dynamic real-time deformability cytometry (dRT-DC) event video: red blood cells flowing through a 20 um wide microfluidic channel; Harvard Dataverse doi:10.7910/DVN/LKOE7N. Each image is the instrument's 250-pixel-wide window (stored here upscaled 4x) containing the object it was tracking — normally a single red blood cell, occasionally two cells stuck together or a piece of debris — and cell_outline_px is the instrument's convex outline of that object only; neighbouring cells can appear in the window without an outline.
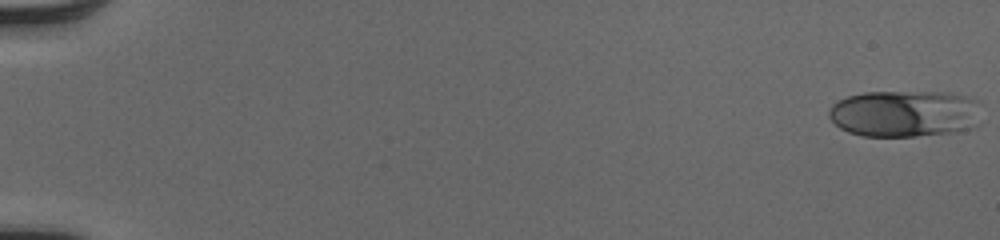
{"species": "human", "species_latin": "Homo sapiens", "temperature_condition": "cold", "stored_images_in_passage": 52, "camera_frame_rate_fps": 3000, "um_per_image_px": 0.085, "donor": {"sex": "male"}, "frame": {"image": 1, "passage_image": 1, "time_ms": 0.0, "image_size_px": [1000, 240], "cell_outline_px": [[980, 100], [968, 128], [956, 132], [916, 136], [864, 136], [848, 132], [840, 128], [828, 116], [828, 108], [836, 100], [848, 96], [864, 92], [948, 92]], "centroid_in_image_um": [76.77, 9.64], "position_along_channel_um": 8.2, "area_um2": 41.15}}
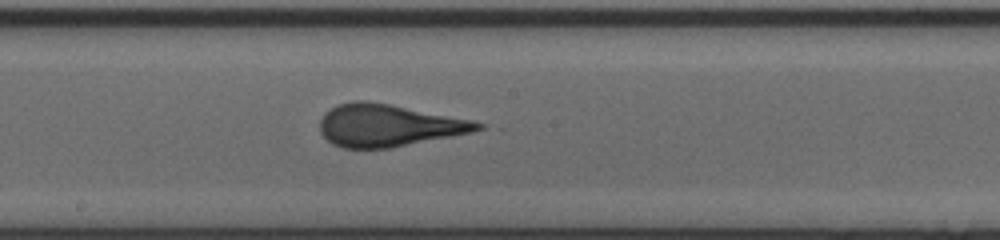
{"frame": {"image": 2, "passage_image": 30, "time_ms": 9.667, "image_size_px": [1000, 240], "cell_outline_px": [[484, 128], [472, 132], [452, 136], [388, 148], [340, 148], [332, 144], [320, 132], [320, 120], [324, 112], [328, 108], [336, 104], [352, 100], [368, 100], [472, 120], [484, 124]], "centroid_in_image_um": [32.94, 10.65], "position_along_channel_um": 215.3, "area_um2": 38.78}}
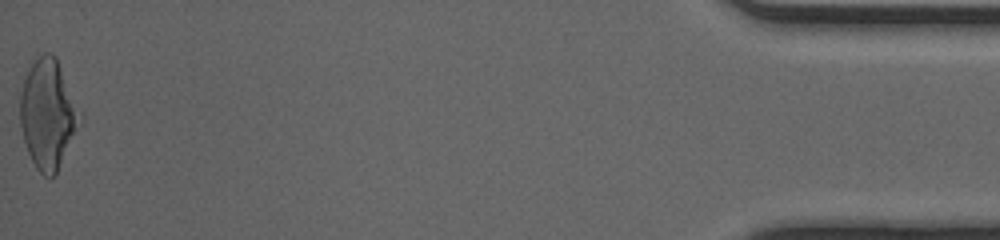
{"frame": {"image": 3, "passage_image": 52, "time_ms": 17.0, "image_size_px": [1000, 240], "cell_outline_px": [[84, 120], [56, 172], [48, 180], [36, 168], [28, 152], [24, 140], [20, 124], [20, 92], [24, 80], [32, 64], [44, 52], [52, 52], [56, 56]], "centroid_in_image_um": [4.09, 9.71], "position_along_channel_um": 431.1, "area_um2": 38.03}, "authors_computed_cell_mechanics": {"area_um2": 37.859, "velocity_mm_per_s": 4.121, "shape_relaxation_time_tau1_ms": 3.7418, "shape_relaxation_time_tau2_ms": null, "deformation_change_tau1": 0.1834, "deformation_change_tau2": null}}